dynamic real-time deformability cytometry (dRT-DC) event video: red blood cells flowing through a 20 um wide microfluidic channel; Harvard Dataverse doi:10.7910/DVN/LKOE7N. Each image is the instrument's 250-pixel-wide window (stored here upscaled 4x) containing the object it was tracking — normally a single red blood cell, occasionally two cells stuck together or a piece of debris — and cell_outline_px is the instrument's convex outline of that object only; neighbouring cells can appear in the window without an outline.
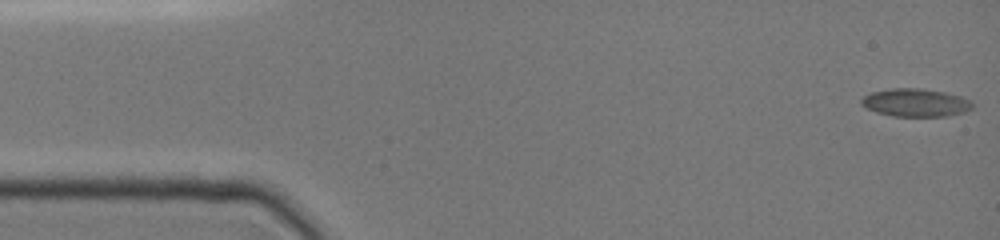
{"species": "common noctule bat (a hibernating species)", "species_latin": "Nyctalus noctula", "temperature_condition": "cold", "stored_images_in_passage": 71, "camera_frame_rate_fps": 3000, "um_per_image_px": 0.085, "animal": {"sex": "female", "body_mass_g": 19.0, "forearm_length_mm": 51.5}, "frame": {"image": 1, "passage_image": 1, "time_ms": 0.0, "image_size_px": [1000, 240], "cell_outline_px": [[972, 108], [964, 112], [948, 116], [892, 116], [876, 112], [860, 104], [860, 100], [864, 96], [872, 92], [892, 88], [920, 88], [944, 92], [960, 96], [968, 100], [972, 104]], "centroid_in_image_um": [77.8, 8.72], "position_along_channel_um": 7.2, "area_um2": 17.98}}
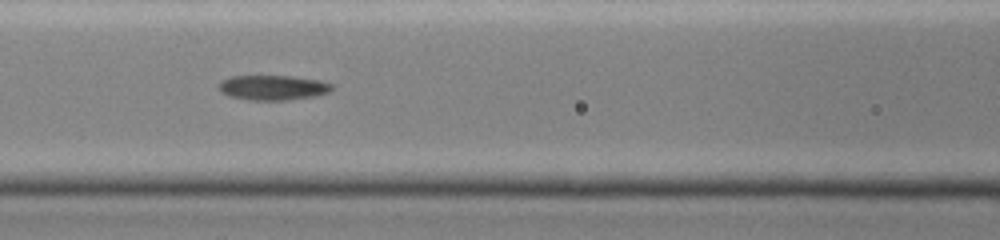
{"frame": {"image": 2, "passage_image": 31, "time_ms": 6.333, "image_size_px": [1000, 240], "cell_outline_px": [[332, 88], [328, 92], [316, 96], [284, 100], [252, 100], [228, 96], [220, 92], [220, 80], [232, 76], [292, 76], [320, 80], [332, 84]], "centroid_in_image_um": [23.19, 7.44], "position_along_channel_um": 143.4, "area_um2": 16.36}}
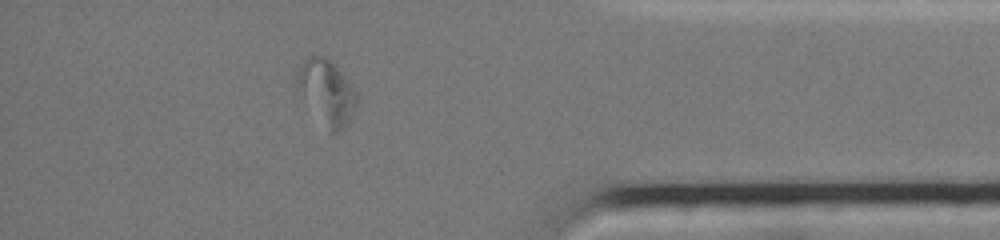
{"frame": {"image": 3, "passage_image": 61, "time_ms": 13.333, "image_size_px": [1000, 240], "cell_outline_px": [[356, 104], [348, 120], [336, 132], [328, 132], [300, 72], [304, 60], [328, 60], [336, 68], [348, 84], [356, 96]], "centroid_in_image_um": [27.96, 7.89], "position_along_channel_um": 407.2, "area_um2": 17.86}, "authors_computed_cell_mechanics": {"area_um2": 17.051, "velocity_mm_per_s": 4.02, "shape_relaxation_time_tau1_ms": null, "shape_relaxation_time_tau2_ms": 5.152, "deformation_change_tau1": null, "deformation_change_tau2": 0.1339}}